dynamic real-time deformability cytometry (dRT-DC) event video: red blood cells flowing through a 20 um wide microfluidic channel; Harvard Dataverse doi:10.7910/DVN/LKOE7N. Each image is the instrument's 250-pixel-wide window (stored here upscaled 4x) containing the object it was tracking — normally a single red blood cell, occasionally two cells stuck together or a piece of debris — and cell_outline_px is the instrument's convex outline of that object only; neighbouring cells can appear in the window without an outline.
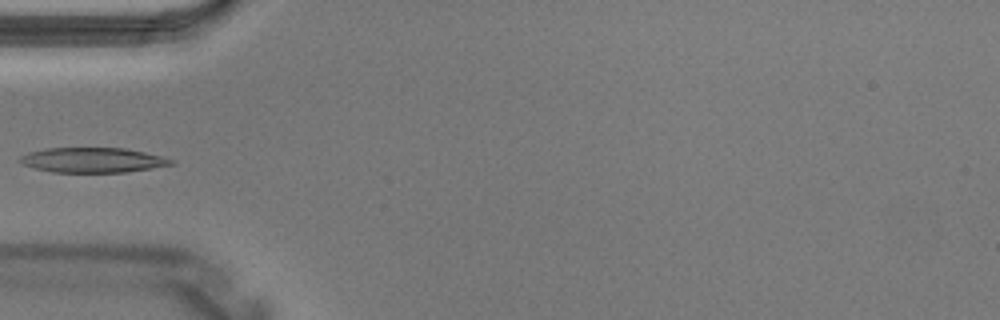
{"species": "Egyptian fruit bat (a non-hibernating species)", "species_latin": "Rousettus aegyptiacus", "temperature_condition": "warm", "stored_images_in_passage": 3, "camera_frame_rate_fps": 3000, "um_per_image_px": 0.085, "animal": {"sex": "male"}, "frame": {"image": 1, "passage_image": 3, "time_ms": 0.667, "image_size_px": [1000, 320], "cell_outline_px": [[176, 164], [128, 172], [52, 172], [36, 168], [24, 164], [20, 160], [20, 156], [28, 152], [44, 148], [124, 148], [144, 152], [176, 160]], "centroid_in_image_um": [7.92, 13.6], "position_along_channel_um": 77.1, "area_um2": 21.91}}